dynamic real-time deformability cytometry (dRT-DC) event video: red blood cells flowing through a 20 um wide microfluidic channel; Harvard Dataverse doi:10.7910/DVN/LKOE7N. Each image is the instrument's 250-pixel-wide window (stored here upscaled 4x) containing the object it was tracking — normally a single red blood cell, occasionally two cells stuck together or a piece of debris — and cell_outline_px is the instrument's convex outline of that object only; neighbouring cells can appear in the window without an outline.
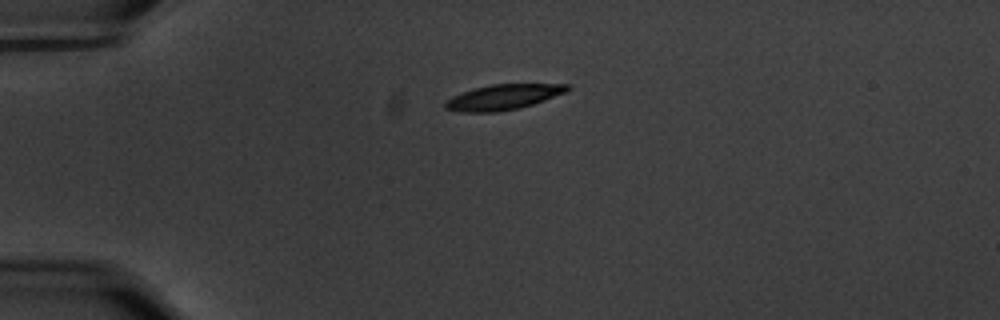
{"species": "common noctule bat (a hibernating species)", "species_latin": "Nyctalus noctula", "temperature_condition": "warm", "stored_images_in_passage": 45, "camera_frame_rate_fps": 3000, "um_per_image_px": 0.085, "animal": {"sex": "male", "body_mass_g": 20.1, "forearm_length_mm": 53.5}, "frame": {"image": 1, "passage_image": 2, "time_ms": 0.333, "image_size_px": [1000, 320], "cell_outline_px": [[572, 88], [568, 92], [520, 108], [496, 112], [460, 112], [444, 108], [444, 104], [452, 96], [476, 88], [492, 84], [568, 84]], "centroid_in_image_um": [42.81, 8.25], "position_along_channel_um": 42.2, "area_um2": 17.92}}
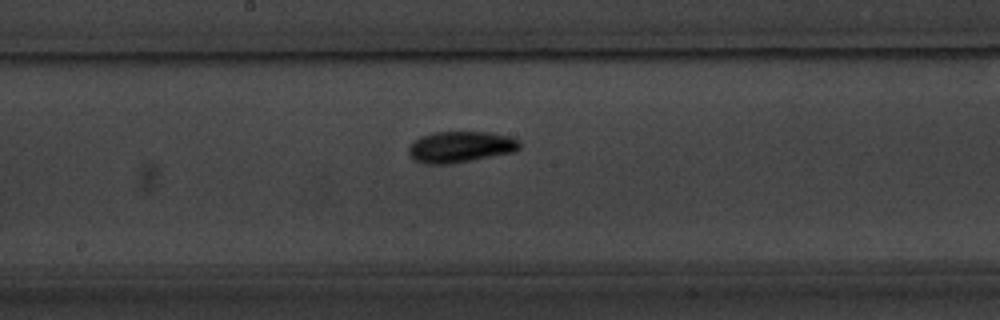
{"frame": {"image": 2, "passage_image": 19, "time_ms": 6.0, "image_size_px": [1000, 320], "cell_outline_px": [[520, 148], [512, 152], [448, 164], [424, 164], [416, 160], [408, 152], [408, 148], [420, 136], [432, 132], [488, 132], [508, 136], [520, 140]], "centroid_in_image_um": [39.13, 12.47], "position_along_channel_um": 209.1, "area_um2": 19.88}}
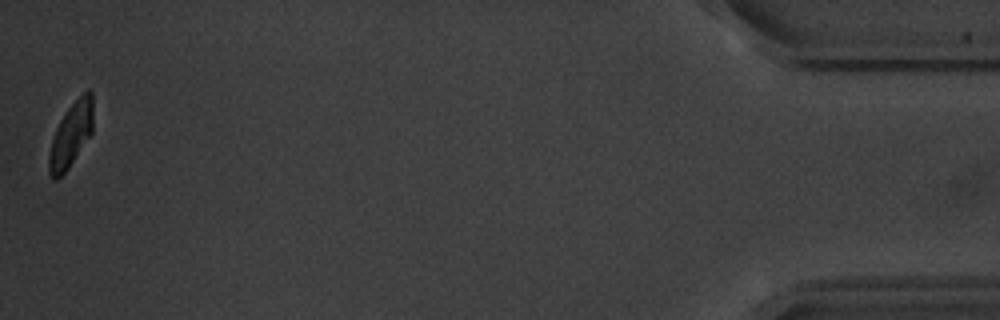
{"frame": {"image": 3, "passage_image": 45, "time_ms": 14.667, "image_size_px": [1000, 320], "cell_outline_px": [[92, 132], [68, 168], [56, 180], [48, 172], [48, 156], [52, 140], [56, 128], [60, 120], [68, 108], [88, 88], [92, 92]], "centroid_in_image_um": [6.02, 11.45], "position_along_channel_um": 429.2, "area_um2": 16.18}, "authors_computed_cell_mechanics": {"area_um2": 18.6116, "velocity_mm_per_s": 3.5192, "shape_relaxation_time_tau1_ms": 2.6788, "shape_relaxation_time_tau2_ms": 2.7735, "deformation_change_tau1": 0.1355, "deformation_change_tau2": 0.0699}}